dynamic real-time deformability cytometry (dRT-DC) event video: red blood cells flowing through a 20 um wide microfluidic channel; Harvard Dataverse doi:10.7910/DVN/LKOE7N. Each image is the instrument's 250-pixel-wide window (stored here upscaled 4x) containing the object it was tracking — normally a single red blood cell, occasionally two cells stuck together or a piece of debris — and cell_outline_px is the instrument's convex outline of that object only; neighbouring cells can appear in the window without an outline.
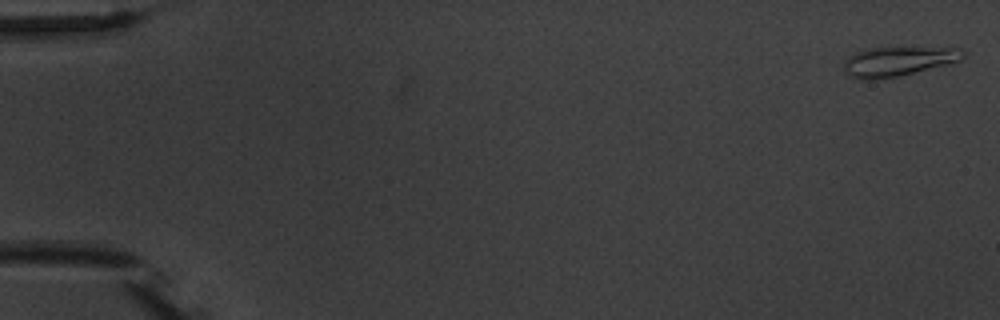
{"species": "common noctule bat (a hibernating species)", "species_latin": "Nyctalus noctula", "temperature_condition": "warm", "stored_images_in_passage": 8, "camera_frame_rate_fps": 3000, "um_per_image_px": 0.085, "animal": {"sex": "male", "body_mass_g": 20.1, "forearm_length_mm": 53.5}, "frame": {"image": 1, "passage_image": 1, "time_ms": 0.0, "image_size_px": [1000, 320], "cell_outline_px": [[968, 52], [960, 60], [948, 64], [900, 76], [876, 80], [860, 80], [848, 76], [844, 68], [844, 60], [848, 56], [856, 52], [872, 48], [952, 48]], "centroid_in_image_um": [76.29, 5.24], "position_along_channel_um": 8.7, "area_um2": 20.4}}
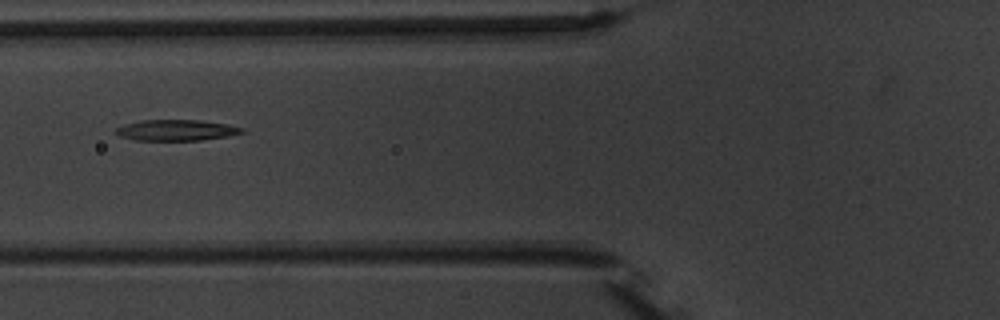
{"frame": {"image": 2, "passage_image": 7, "time_ms": 7.0, "image_size_px": [1000, 320], "cell_outline_px": [[244, 132], [228, 136], [200, 140], [136, 140], [120, 136], [116, 132], [116, 128], [124, 124], [140, 120], [200, 120], [228, 124], [244, 128]], "centroid_in_image_um": [15.0, 11.06], "position_along_channel_um": 110.8, "area_um2": 15.32}}
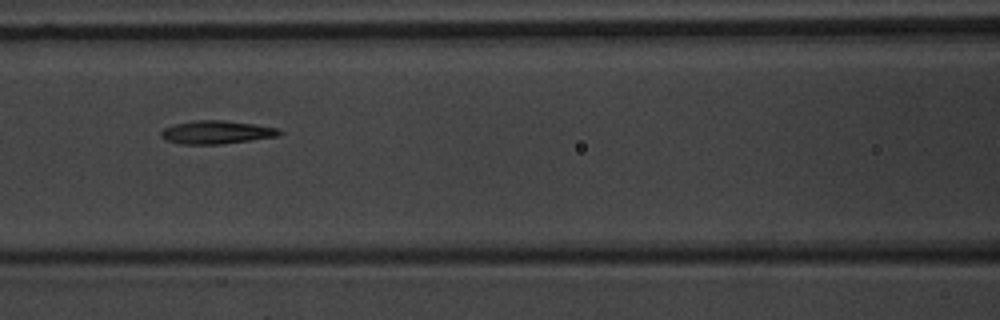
{"frame": {"image": 3, "passage_image": 8, "time_ms": 8.0, "image_size_px": [1000, 320], "cell_outline_px": [[284, 132], [280, 136], [220, 144], [180, 144], [164, 140], [160, 136], [160, 132], [164, 128], [172, 124], [196, 120], [224, 120], [256, 124], [280, 128]], "centroid_in_image_um": [18.42, 11.23], "position_along_channel_um": 148.2, "area_um2": 16.3}}